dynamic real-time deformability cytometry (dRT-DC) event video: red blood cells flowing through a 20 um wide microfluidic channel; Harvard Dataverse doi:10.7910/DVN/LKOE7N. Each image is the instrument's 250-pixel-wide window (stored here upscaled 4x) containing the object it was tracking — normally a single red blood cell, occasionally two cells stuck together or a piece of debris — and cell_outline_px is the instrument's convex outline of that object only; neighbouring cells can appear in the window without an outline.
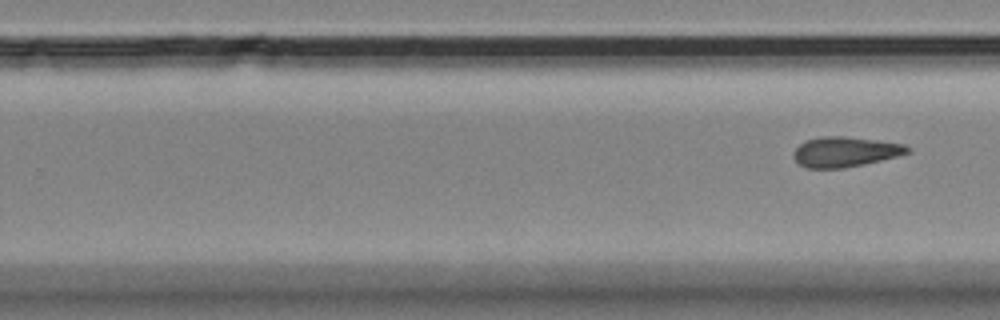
{"species": "Egyptian fruit bat (a non-hibernating species)", "species_latin": "Rousettus aegyptiacus", "temperature_condition": "room temperature", "stored_images_in_passage": 8, "segment_of_instrument_passage": [2, 2], "camera_frame_rate_fps": 3000, "um_per_image_px": 0.085, "animal": {"sex": "female"}, "frame": {"image": 1, "passage_image": 8, "time_ms": 9.333, "image_size_px": [1000, 320], "cell_outline_px": [[912, 152], [880, 160], [844, 168], [808, 168], [800, 164], [792, 156], [792, 152], [804, 140], [820, 136], [844, 136], [876, 140], [904, 144], [912, 148]], "centroid_in_image_um": [71.82, 12.89], "position_along_channel_um": 258.0, "area_um2": 20.0}}